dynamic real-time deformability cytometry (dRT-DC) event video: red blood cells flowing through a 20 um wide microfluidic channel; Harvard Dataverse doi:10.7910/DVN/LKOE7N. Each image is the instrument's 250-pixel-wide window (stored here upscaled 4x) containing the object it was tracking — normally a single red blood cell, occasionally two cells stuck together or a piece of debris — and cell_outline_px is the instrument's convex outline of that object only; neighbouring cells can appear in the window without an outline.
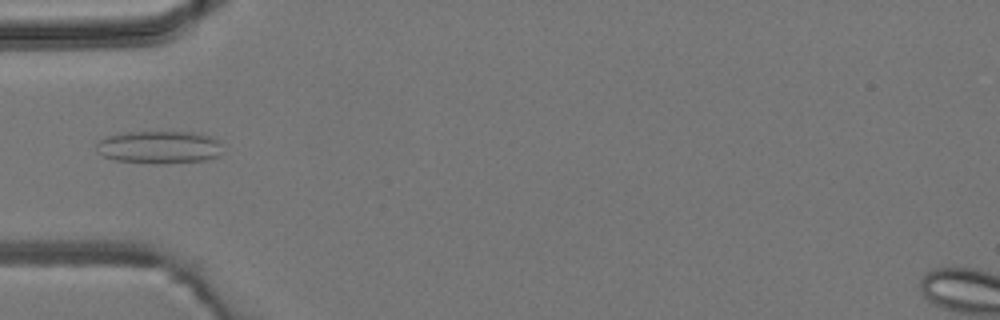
{"species": "common noctule bat (a hibernating species)", "species_latin": "Nyctalus noctula", "temperature_condition": "room temperature", "stored_images_in_passage": 5, "camera_frame_rate_fps": 3000, "um_per_image_px": 0.085, "animal": {"sex": "male", "body_mass_g": 19.2, "forearm_length_mm": 51.8}, "frame": {"image": 1, "passage_image": 5, "time_ms": 4.667, "image_size_px": [1000, 320], "cell_outline_px": [[220, 156], [204, 160], [164, 164], [156, 164], [116, 160], [104, 156], [96, 152], [96, 144], [104, 136], [120, 132], [200, 132], [220, 140]], "centroid_in_image_um": [13.52, 12.5], "position_along_channel_um": 71.5, "area_um2": 24.45}}